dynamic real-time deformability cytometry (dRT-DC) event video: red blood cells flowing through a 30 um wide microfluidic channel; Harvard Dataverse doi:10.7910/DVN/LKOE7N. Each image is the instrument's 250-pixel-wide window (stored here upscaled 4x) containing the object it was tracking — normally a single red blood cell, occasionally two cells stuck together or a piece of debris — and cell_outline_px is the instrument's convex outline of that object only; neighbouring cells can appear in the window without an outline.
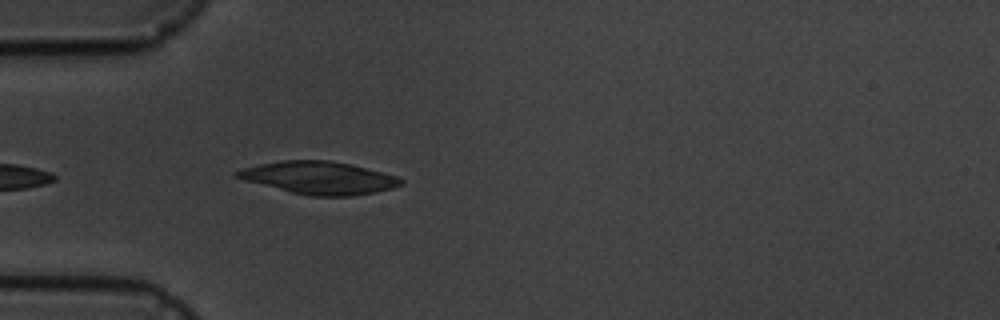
{"species": "common noctule bat (a hibernating species)", "species_latin": "Nyctalus noctula", "temperature_condition": "cold", "stored_images_in_passage": 5, "camera_frame_rate_fps": 3000, "um_per_image_px": 0.085, "animal": {"sex": "male", "body_mass_g": 19.5, "forearm_length_mm": 54.6}, "frame": {"image": 1, "passage_image": 5, "time_ms": 4.667, "image_size_px": [1000, 320], "cell_outline_px": [[404, 184], [392, 188], [376, 192], [352, 196], [308, 196], [244, 180], [232, 176], [232, 172], [244, 168], [260, 164], [284, 160], [332, 160], [352, 164], [396, 176], [404, 180]], "centroid_in_image_um": [27.12, 15.11], "position_along_channel_um": 57.9, "area_um2": 31.15}}